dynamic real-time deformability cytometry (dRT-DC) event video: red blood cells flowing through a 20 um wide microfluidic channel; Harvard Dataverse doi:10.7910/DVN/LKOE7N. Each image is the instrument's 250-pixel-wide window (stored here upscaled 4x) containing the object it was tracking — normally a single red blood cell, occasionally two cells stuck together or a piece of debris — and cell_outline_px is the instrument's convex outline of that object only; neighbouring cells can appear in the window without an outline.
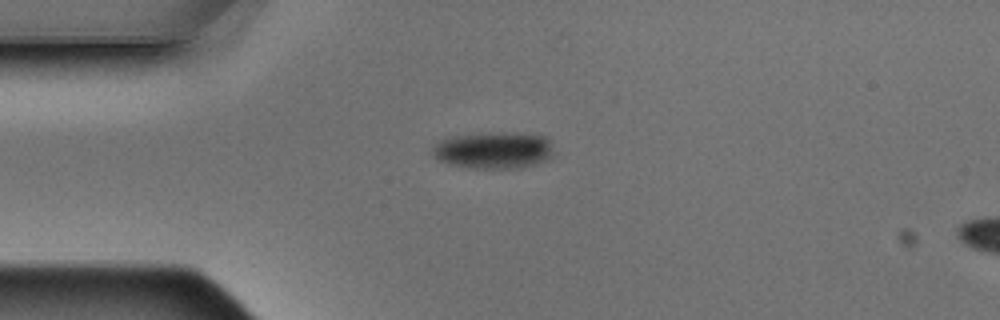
{"species": "Egyptian fruit bat (a non-hibernating species)", "species_latin": "Rousettus aegyptiacus", "temperature_condition": "warm", "stored_images_in_passage": 8, "camera_frame_rate_fps": 3000, "um_per_image_px": 0.085, "animal": {"sex": "male"}, "frame": {"image": 1, "passage_image": 3, "time_ms": 0.667, "image_size_px": [1000, 320], "cell_outline_px": [[552, 156], [544, 160], [532, 164], [516, 168], [468, 168], [448, 164], [432, 156], [432, 148], [440, 140], [448, 136], [500, 132], [520, 132], [548, 136], [552, 152]], "centroid_in_image_um": [41.92, 12.75], "position_along_channel_um": 43.1, "area_um2": 26.13}}
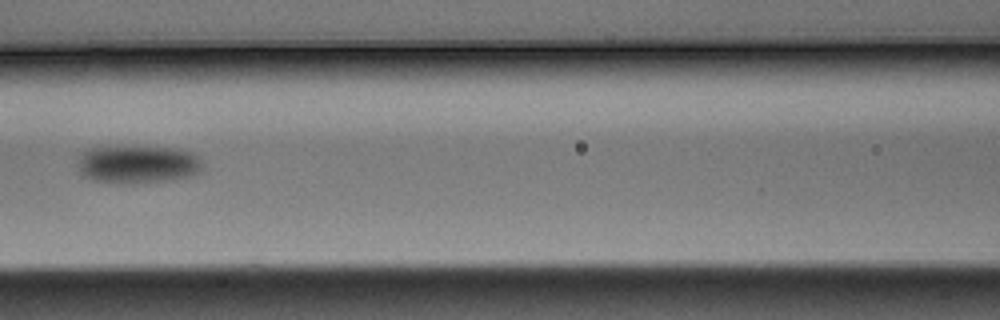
{"frame": {"image": 2, "passage_image": 6, "time_ms": 1.667, "image_size_px": [1000, 320], "cell_outline_px": [[204, 168], [200, 172], [188, 176], [168, 180], [132, 184], [120, 184], [92, 180], [84, 176], [80, 172], [76, 164], [76, 160], [80, 152], [96, 144], [180, 148], [192, 152], [200, 160]], "centroid_in_image_um": [11.6, 13.92], "position_along_channel_um": 155.0, "area_um2": 29.02}}
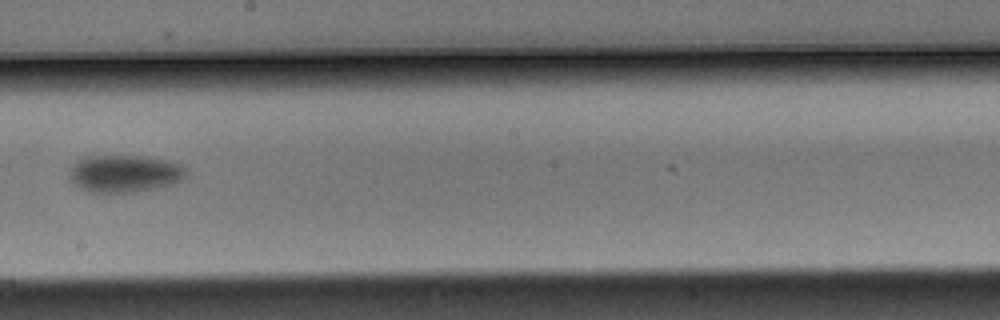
{"frame": {"image": 3, "passage_image": 8, "time_ms": 2.333, "image_size_px": [1000, 320], "cell_outline_px": [[188, 176], [176, 184], [132, 192], [88, 192], [80, 188], [68, 180], [68, 176], [72, 168], [80, 160], [88, 156], [144, 156], [168, 160], [180, 164], [188, 172]], "centroid_in_image_um": [10.63, 14.76], "position_along_channel_um": 237.6, "area_um2": 25.49}}